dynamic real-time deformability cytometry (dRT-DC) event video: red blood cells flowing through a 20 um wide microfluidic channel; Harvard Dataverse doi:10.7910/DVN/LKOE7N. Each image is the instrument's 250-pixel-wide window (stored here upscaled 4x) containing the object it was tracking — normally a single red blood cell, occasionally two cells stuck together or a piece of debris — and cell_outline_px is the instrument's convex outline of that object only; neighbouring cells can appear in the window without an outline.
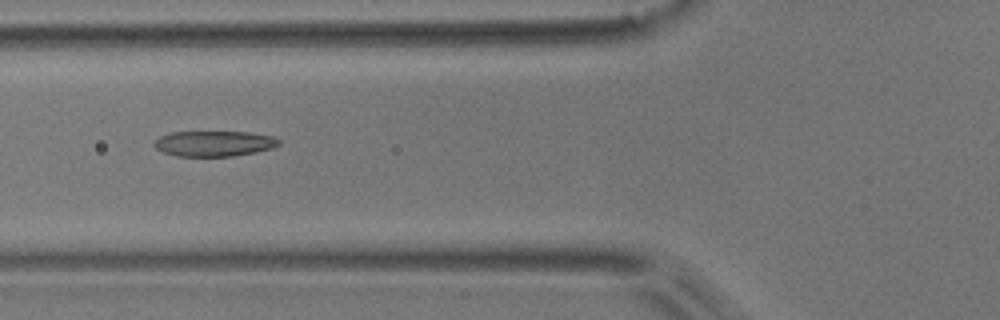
{"species": "common noctule bat (a hibernating species)", "species_latin": "Nyctalus noctula", "temperature_condition": "room temperature", "stored_images_in_passage": 10, "camera_frame_rate_fps": 3000, "um_per_image_px": 0.085, "animal": {"sex": "male", "body_mass_g": 17.9}, "frame": {"image": 1, "passage_image": 6, "time_ms": 1.667, "image_size_px": [1000, 320], "cell_outline_px": [[280, 144], [272, 148], [256, 152], [232, 156], [176, 156], [164, 152], [156, 148], [152, 144], [160, 136], [172, 132], [248, 132], [272, 136], [280, 140]], "centroid_in_image_um": [18.2, 12.2], "position_along_channel_um": 107.6, "area_um2": 18.44}}
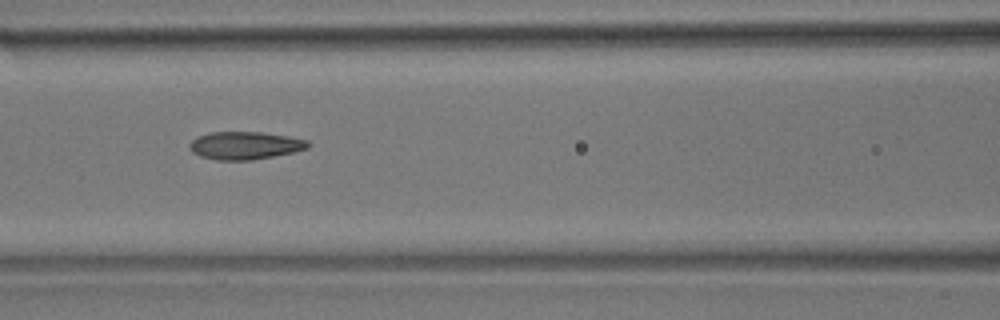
{"frame": {"image": 2, "passage_image": 7, "time_ms": 2.0, "image_size_px": [1000, 320], "cell_outline_px": [[312, 144], [308, 148], [292, 152], [252, 160], [216, 160], [200, 156], [192, 152], [188, 144], [196, 136], [212, 132], [260, 132], [288, 136], [308, 140]], "centroid_in_image_um": [20.81, 12.36], "position_along_channel_um": 145.8, "area_um2": 19.19}}
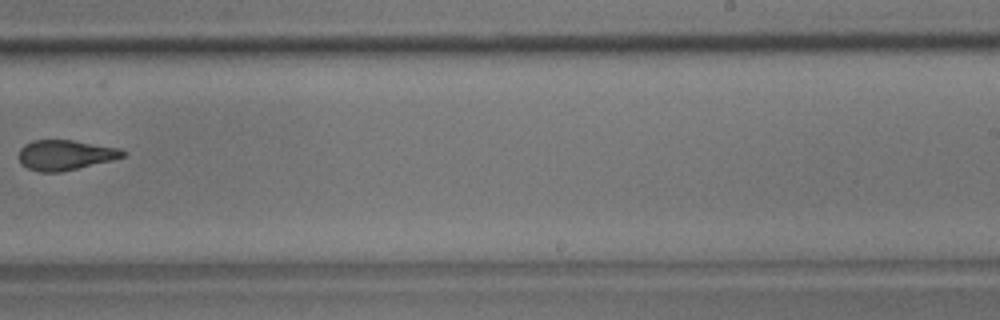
{"frame": {"image": 3, "passage_image": 10, "time_ms": 3.0, "image_size_px": [1000, 320], "cell_outline_px": [[128, 152], [124, 156], [112, 160], [60, 172], [40, 172], [28, 168], [20, 164], [16, 156], [20, 148], [24, 144], [32, 140], [72, 140], [120, 148]], "centroid_in_image_um": [5.5, 13.17], "position_along_channel_um": 283.5, "area_um2": 18.44}}